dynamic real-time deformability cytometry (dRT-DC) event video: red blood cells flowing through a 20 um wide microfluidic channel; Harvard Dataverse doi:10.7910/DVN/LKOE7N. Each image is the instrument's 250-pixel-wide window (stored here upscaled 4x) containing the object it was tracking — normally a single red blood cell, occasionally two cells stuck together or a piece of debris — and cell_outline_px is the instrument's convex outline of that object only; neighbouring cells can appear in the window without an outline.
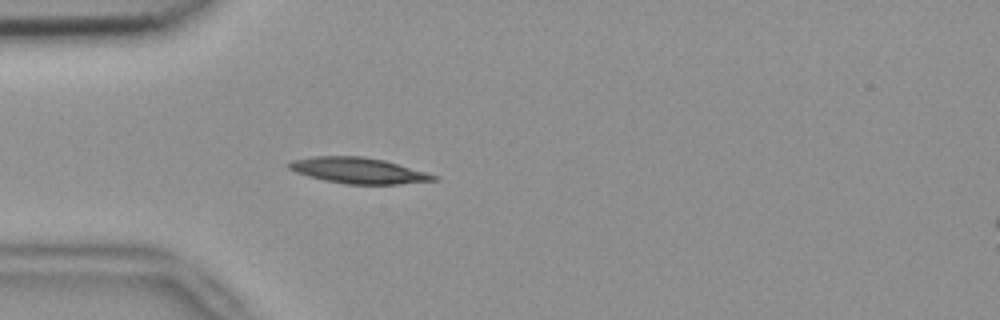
{"species": "common noctule bat (a hibernating species)", "species_latin": "Nyctalus noctula", "temperature_condition": "room temperature", "stored_images_in_passage": 5, "segment_of_instrument_passage": [1, 2], "camera_frame_rate_fps": 3000, "um_per_image_px": 0.085, "animal": {"sex": "female", "body_mass_g": 18.4}, "frame": {"image": 1, "passage_image": 4, "time_ms": 1.0, "image_size_px": [1000, 320], "cell_outline_px": [[440, 180], [400, 184], [348, 184], [324, 180], [308, 176], [296, 172], [288, 168], [284, 164], [292, 160], [316, 156], [364, 156], [384, 160], [440, 176]], "centroid_in_image_um": [30.48, 14.49], "position_along_channel_um": 54.5, "area_um2": 21.91}}